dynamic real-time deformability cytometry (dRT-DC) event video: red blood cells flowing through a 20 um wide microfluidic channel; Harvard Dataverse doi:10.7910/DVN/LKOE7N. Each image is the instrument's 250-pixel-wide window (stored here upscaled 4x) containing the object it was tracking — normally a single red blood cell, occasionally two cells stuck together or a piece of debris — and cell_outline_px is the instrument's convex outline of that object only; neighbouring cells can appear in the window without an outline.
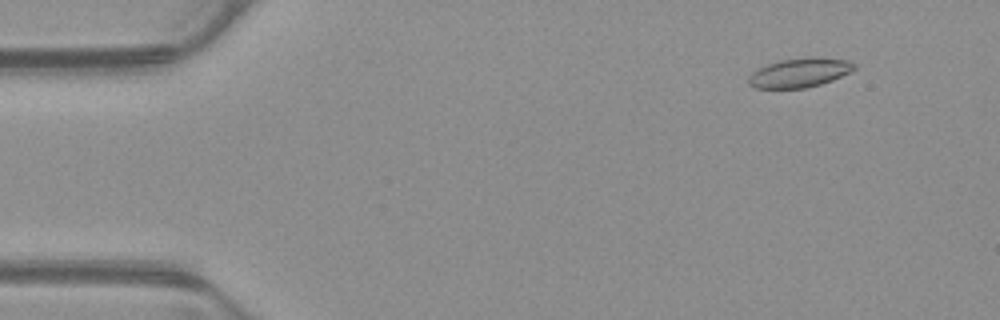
{"species": "common noctule bat (a hibernating species)", "species_latin": "Nyctalus noctula", "temperature_condition": "warm", "stored_images_in_passage": 46, "camera_frame_rate_fps": 3000, "um_per_image_px": 0.085, "animal": {"sex": "male", "body_mass_g": 23.1, "forearm_length_mm": 52.7}, "frame": {"image": 1, "passage_image": 6, "time_ms": 1.667, "image_size_px": [1000, 320], "cell_outline_px": [[856, 68], [852, 72], [832, 80], [820, 84], [804, 88], [756, 88], [748, 84], [748, 76], [756, 68], [780, 60], [812, 56], [848, 60], [856, 64]], "centroid_in_image_um": [67.98, 6.17], "position_along_channel_um": 17.0, "area_um2": 18.21}}
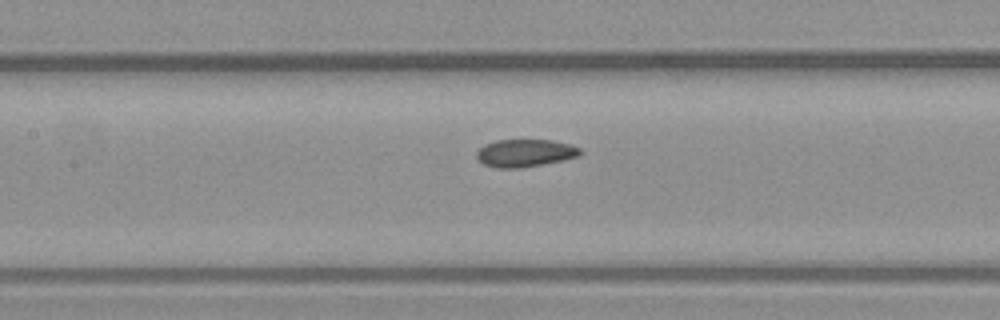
{"frame": {"image": 2, "passage_image": 25, "time_ms": 8.0, "image_size_px": [1000, 320], "cell_outline_px": [[584, 152], [580, 156], [564, 160], [520, 168], [496, 168], [484, 164], [476, 156], [476, 152], [484, 144], [496, 140], [552, 140], [572, 144], [580, 148]], "centroid_in_image_um": [44.67, 13.0], "position_along_channel_um": 162.7, "area_um2": 16.82}}
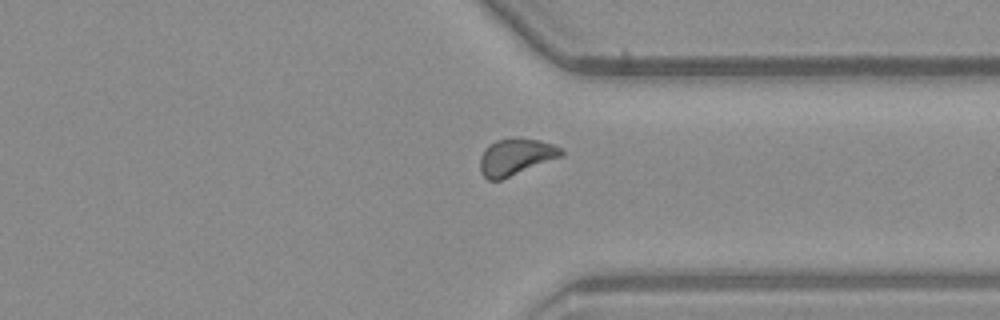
{"frame": {"image": 3, "passage_image": 41, "time_ms": 13.333, "image_size_px": [1000, 320], "cell_outline_px": [[564, 156], [500, 180], [488, 180], [480, 172], [480, 156], [484, 148], [488, 144], [496, 140], [540, 140], [564, 148]], "centroid_in_image_um": [43.85, 13.36], "position_along_channel_um": 367.6, "area_um2": 17.17}, "authors_computed_cell_mechanics": {"area_um2": 17.1955, "velocity_mm_per_s": 3.8587, "shape_relaxation_time_tau1_ms": null, "shape_relaxation_time_tau2_ms": 3.3672, "deformation_change_tau1": null, "deformation_change_tau2": 0.0837}}